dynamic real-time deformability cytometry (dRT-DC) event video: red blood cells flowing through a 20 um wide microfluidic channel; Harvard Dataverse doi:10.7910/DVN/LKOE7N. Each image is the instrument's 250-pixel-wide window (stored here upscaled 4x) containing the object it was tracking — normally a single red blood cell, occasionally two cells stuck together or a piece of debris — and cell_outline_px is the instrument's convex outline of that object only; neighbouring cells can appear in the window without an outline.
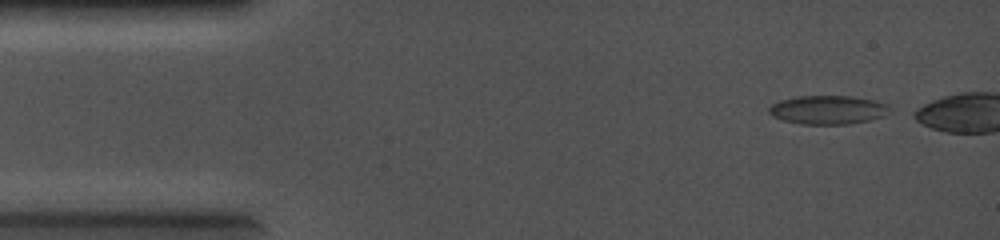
{"species": "common noctule bat (a hibernating species)", "species_latin": "Nyctalus noctula", "temperature_condition": "cold", "stored_images_in_passage": 55, "segment_of_instrument_passage": [1, 2], "camera_frame_rate_fps": 5000, "um_per_image_px": 0.085, "animal": {"sex": "female", "body_mass_g": 19.0, "forearm_length_mm": 56.7}, "frame": {"image": 1, "passage_image": 2, "time_ms": 0.2, "image_size_px": [1000, 240], "cell_outline_px": [[888, 108], [884, 116], [868, 120], [848, 124], [800, 124], [784, 120], [772, 116], [768, 112], [768, 108], [772, 104], [780, 100], [796, 96], [852, 96], [872, 100], [888, 104]], "centroid_in_image_um": [70.32, 9.33], "position_along_channel_um": 14.7, "area_um2": 20.06}}
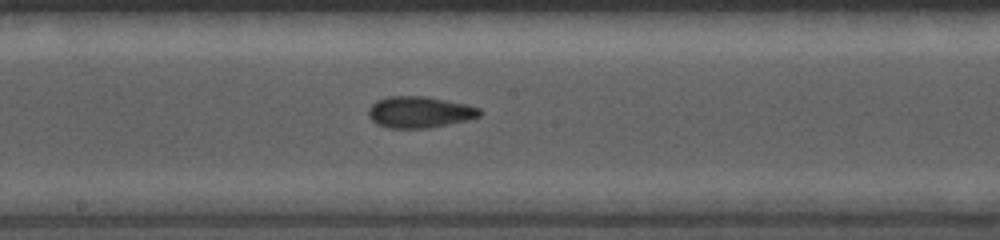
{"frame": {"image": 2, "passage_image": 32, "time_ms": 6.2, "image_size_px": [1000, 240], "cell_outline_px": [[484, 112], [480, 116], [464, 120], [428, 128], [388, 128], [376, 124], [368, 116], [368, 108], [376, 100], [388, 96], [428, 96], [464, 104], [480, 108]], "centroid_in_image_um": [35.62, 9.52], "position_along_channel_um": 212.6, "area_um2": 20.35}}
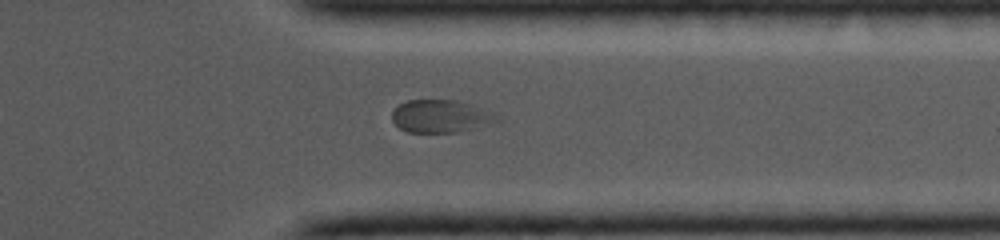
{"frame": {"image": 3, "passage_image": 49, "time_ms": 9.6, "image_size_px": [1000, 240], "cell_outline_px": [[504, 120], [480, 128], [460, 132], [408, 132], [400, 128], [392, 120], [392, 112], [400, 104], [408, 100], [456, 100], [492, 112]], "centroid_in_image_um": [37.52, 9.9], "position_along_channel_um": 373.9, "area_um2": 20.11}}